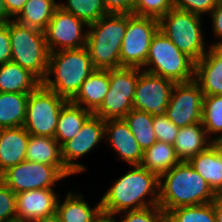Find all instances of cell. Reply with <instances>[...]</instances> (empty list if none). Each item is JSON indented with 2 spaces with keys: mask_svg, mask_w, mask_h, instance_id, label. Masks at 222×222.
I'll list each match as a JSON object with an SVG mask.
<instances>
[{
  "mask_svg": "<svg viewBox=\"0 0 222 222\" xmlns=\"http://www.w3.org/2000/svg\"><path fill=\"white\" fill-rule=\"evenodd\" d=\"M131 167L100 199L103 211L120 215L159 205V176L141 165Z\"/></svg>",
  "mask_w": 222,
  "mask_h": 222,
  "instance_id": "obj_1",
  "label": "cell"
},
{
  "mask_svg": "<svg viewBox=\"0 0 222 222\" xmlns=\"http://www.w3.org/2000/svg\"><path fill=\"white\" fill-rule=\"evenodd\" d=\"M218 195L188 161L159 176V207L167 213L182 206L212 202Z\"/></svg>",
  "mask_w": 222,
  "mask_h": 222,
  "instance_id": "obj_2",
  "label": "cell"
},
{
  "mask_svg": "<svg viewBox=\"0 0 222 222\" xmlns=\"http://www.w3.org/2000/svg\"><path fill=\"white\" fill-rule=\"evenodd\" d=\"M95 70L86 47L50 52L47 76L42 84L71 101Z\"/></svg>",
  "mask_w": 222,
  "mask_h": 222,
  "instance_id": "obj_3",
  "label": "cell"
},
{
  "mask_svg": "<svg viewBox=\"0 0 222 222\" xmlns=\"http://www.w3.org/2000/svg\"><path fill=\"white\" fill-rule=\"evenodd\" d=\"M127 28V14H107L88 25L86 48L95 69L120 67V50Z\"/></svg>",
  "mask_w": 222,
  "mask_h": 222,
  "instance_id": "obj_4",
  "label": "cell"
},
{
  "mask_svg": "<svg viewBox=\"0 0 222 222\" xmlns=\"http://www.w3.org/2000/svg\"><path fill=\"white\" fill-rule=\"evenodd\" d=\"M11 62L28 69L41 82L46 78L49 62L44 31L9 20Z\"/></svg>",
  "mask_w": 222,
  "mask_h": 222,
  "instance_id": "obj_5",
  "label": "cell"
},
{
  "mask_svg": "<svg viewBox=\"0 0 222 222\" xmlns=\"http://www.w3.org/2000/svg\"><path fill=\"white\" fill-rule=\"evenodd\" d=\"M202 19L199 15L176 8L170 9L159 19V29L163 34L195 63L210 48V45H205Z\"/></svg>",
  "mask_w": 222,
  "mask_h": 222,
  "instance_id": "obj_6",
  "label": "cell"
},
{
  "mask_svg": "<svg viewBox=\"0 0 222 222\" xmlns=\"http://www.w3.org/2000/svg\"><path fill=\"white\" fill-rule=\"evenodd\" d=\"M143 68L148 73L180 83L194 79L195 62L159 29L152 38Z\"/></svg>",
  "mask_w": 222,
  "mask_h": 222,
  "instance_id": "obj_7",
  "label": "cell"
},
{
  "mask_svg": "<svg viewBox=\"0 0 222 222\" xmlns=\"http://www.w3.org/2000/svg\"><path fill=\"white\" fill-rule=\"evenodd\" d=\"M67 102L41 83L29 93L23 127L31 135L55 138L58 116Z\"/></svg>",
  "mask_w": 222,
  "mask_h": 222,
  "instance_id": "obj_8",
  "label": "cell"
},
{
  "mask_svg": "<svg viewBox=\"0 0 222 222\" xmlns=\"http://www.w3.org/2000/svg\"><path fill=\"white\" fill-rule=\"evenodd\" d=\"M140 69H109V89L100 108L94 113L104 121L123 119L133 109V99Z\"/></svg>",
  "mask_w": 222,
  "mask_h": 222,
  "instance_id": "obj_9",
  "label": "cell"
},
{
  "mask_svg": "<svg viewBox=\"0 0 222 222\" xmlns=\"http://www.w3.org/2000/svg\"><path fill=\"white\" fill-rule=\"evenodd\" d=\"M158 30V19L127 14V28L120 50V67L143 69L150 43Z\"/></svg>",
  "mask_w": 222,
  "mask_h": 222,
  "instance_id": "obj_10",
  "label": "cell"
},
{
  "mask_svg": "<svg viewBox=\"0 0 222 222\" xmlns=\"http://www.w3.org/2000/svg\"><path fill=\"white\" fill-rule=\"evenodd\" d=\"M67 178L56 166L24 160L8 168L0 180L15 194L28 190L55 188L56 182Z\"/></svg>",
  "mask_w": 222,
  "mask_h": 222,
  "instance_id": "obj_11",
  "label": "cell"
},
{
  "mask_svg": "<svg viewBox=\"0 0 222 222\" xmlns=\"http://www.w3.org/2000/svg\"><path fill=\"white\" fill-rule=\"evenodd\" d=\"M87 29L84 21L58 6L44 30L49 52L86 47Z\"/></svg>",
  "mask_w": 222,
  "mask_h": 222,
  "instance_id": "obj_12",
  "label": "cell"
},
{
  "mask_svg": "<svg viewBox=\"0 0 222 222\" xmlns=\"http://www.w3.org/2000/svg\"><path fill=\"white\" fill-rule=\"evenodd\" d=\"M202 105L203 92L194 79L175 83L166 109V117L178 128L201 123Z\"/></svg>",
  "mask_w": 222,
  "mask_h": 222,
  "instance_id": "obj_13",
  "label": "cell"
},
{
  "mask_svg": "<svg viewBox=\"0 0 222 222\" xmlns=\"http://www.w3.org/2000/svg\"><path fill=\"white\" fill-rule=\"evenodd\" d=\"M175 82L140 69L132 102L133 109L155 116L166 115Z\"/></svg>",
  "mask_w": 222,
  "mask_h": 222,
  "instance_id": "obj_14",
  "label": "cell"
},
{
  "mask_svg": "<svg viewBox=\"0 0 222 222\" xmlns=\"http://www.w3.org/2000/svg\"><path fill=\"white\" fill-rule=\"evenodd\" d=\"M103 139H105V121L92 114L82 125L79 133L61 147L65 167L73 175L86 171L85 165L76 160L96 148Z\"/></svg>",
  "mask_w": 222,
  "mask_h": 222,
  "instance_id": "obj_15",
  "label": "cell"
},
{
  "mask_svg": "<svg viewBox=\"0 0 222 222\" xmlns=\"http://www.w3.org/2000/svg\"><path fill=\"white\" fill-rule=\"evenodd\" d=\"M53 188L36 189L16 194L17 221L32 222L56 214L60 196Z\"/></svg>",
  "mask_w": 222,
  "mask_h": 222,
  "instance_id": "obj_16",
  "label": "cell"
},
{
  "mask_svg": "<svg viewBox=\"0 0 222 222\" xmlns=\"http://www.w3.org/2000/svg\"><path fill=\"white\" fill-rule=\"evenodd\" d=\"M105 138L110 148L117 153L119 160L125 161L130 166L141 164L144 151L124 119L106 120Z\"/></svg>",
  "mask_w": 222,
  "mask_h": 222,
  "instance_id": "obj_17",
  "label": "cell"
},
{
  "mask_svg": "<svg viewBox=\"0 0 222 222\" xmlns=\"http://www.w3.org/2000/svg\"><path fill=\"white\" fill-rule=\"evenodd\" d=\"M194 80L203 96L222 95V52L218 48L210 47L195 63Z\"/></svg>",
  "mask_w": 222,
  "mask_h": 222,
  "instance_id": "obj_18",
  "label": "cell"
},
{
  "mask_svg": "<svg viewBox=\"0 0 222 222\" xmlns=\"http://www.w3.org/2000/svg\"><path fill=\"white\" fill-rule=\"evenodd\" d=\"M29 136L23 126L0 129V175L26 160Z\"/></svg>",
  "mask_w": 222,
  "mask_h": 222,
  "instance_id": "obj_19",
  "label": "cell"
},
{
  "mask_svg": "<svg viewBox=\"0 0 222 222\" xmlns=\"http://www.w3.org/2000/svg\"><path fill=\"white\" fill-rule=\"evenodd\" d=\"M109 85V69H96L82 83L80 90L71 102L94 114L103 103Z\"/></svg>",
  "mask_w": 222,
  "mask_h": 222,
  "instance_id": "obj_20",
  "label": "cell"
},
{
  "mask_svg": "<svg viewBox=\"0 0 222 222\" xmlns=\"http://www.w3.org/2000/svg\"><path fill=\"white\" fill-rule=\"evenodd\" d=\"M190 165L205 179L212 190L222 196V148L214 142L205 151L189 161Z\"/></svg>",
  "mask_w": 222,
  "mask_h": 222,
  "instance_id": "obj_21",
  "label": "cell"
},
{
  "mask_svg": "<svg viewBox=\"0 0 222 222\" xmlns=\"http://www.w3.org/2000/svg\"><path fill=\"white\" fill-rule=\"evenodd\" d=\"M26 160L56 166L66 177L73 175L62 159V149L55 138L47 136H29Z\"/></svg>",
  "mask_w": 222,
  "mask_h": 222,
  "instance_id": "obj_22",
  "label": "cell"
},
{
  "mask_svg": "<svg viewBox=\"0 0 222 222\" xmlns=\"http://www.w3.org/2000/svg\"><path fill=\"white\" fill-rule=\"evenodd\" d=\"M213 143L203 125L201 123H194L179 128L173 146L180 161H189L200 152L205 151Z\"/></svg>",
  "mask_w": 222,
  "mask_h": 222,
  "instance_id": "obj_23",
  "label": "cell"
},
{
  "mask_svg": "<svg viewBox=\"0 0 222 222\" xmlns=\"http://www.w3.org/2000/svg\"><path fill=\"white\" fill-rule=\"evenodd\" d=\"M81 193L68 191L65 199L61 202L58 198L56 215L60 222H92L102 210L101 200L91 208L84 200Z\"/></svg>",
  "mask_w": 222,
  "mask_h": 222,
  "instance_id": "obj_24",
  "label": "cell"
},
{
  "mask_svg": "<svg viewBox=\"0 0 222 222\" xmlns=\"http://www.w3.org/2000/svg\"><path fill=\"white\" fill-rule=\"evenodd\" d=\"M42 82L28 69L14 62L0 65V92H33Z\"/></svg>",
  "mask_w": 222,
  "mask_h": 222,
  "instance_id": "obj_25",
  "label": "cell"
},
{
  "mask_svg": "<svg viewBox=\"0 0 222 222\" xmlns=\"http://www.w3.org/2000/svg\"><path fill=\"white\" fill-rule=\"evenodd\" d=\"M91 115L90 111L73 104L71 101L62 107L55 131V140L61 147L79 133L82 125Z\"/></svg>",
  "mask_w": 222,
  "mask_h": 222,
  "instance_id": "obj_26",
  "label": "cell"
},
{
  "mask_svg": "<svg viewBox=\"0 0 222 222\" xmlns=\"http://www.w3.org/2000/svg\"><path fill=\"white\" fill-rule=\"evenodd\" d=\"M29 94L0 92V129L22 127Z\"/></svg>",
  "mask_w": 222,
  "mask_h": 222,
  "instance_id": "obj_27",
  "label": "cell"
},
{
  "mask_svg": "<svg viewBox=\"0 0 222 222\" xmlns=\"http://www.w3.org/2000/svg\"><path fill=\"white\" fill-rule=\"evenodd\" d=\"M179 162L174 146L157 140L151 147L144 150L140 165L160 176Z\"/></svg>",
  "mask_w": 222,
  "mask_h": 222,
  "instance_id": "obj_28",
  "label": "cell"
},
{
  "mask_svg": "<svg viewBox=\"0 0 222 222\" xmlns=\"http://www.w3.org/2000/svg\"><path fill=\"white\" fill-rule=\"evenodd\" d=\"M57 7L51 0H27L14 20L22 25L44 31Z\"/></svg>",
  "mask_w": 222,
  "mask_h": 222,
  "instance_id": "obj_29",
  "label": "cell"
},
{
  "mask_svg": "<svg viewBox=\"0 0 222 222\" xmlns=\"http://www.w3.org/2000/svg\"><path fill=\"white\" fill-rule=\"evenodd\" d=\"M123 119L143 151L157 142L151 114L132 109Z\"/></svg>",
  "mask_w": 222,
  "mask_h": 222,
  "instance_id": "obj_30",
  "label": "cell"
},
{
  "mask_svg": "<svg viewBox=\"0 0 222 222\" xmlns=\"http://www.w3.org/2000/svg\"><path fill=\"white\" fill-rule=\"evenodd\" d=\"M201 124L213 142L222 139V95L203 96Z\"/></svg>",
  "mask_w": 222,
  "mask_h": 222,
  "instance_id": "obj_31",
  "label": "cell"
},
{
  "mask_svg": "<svg viewBox=\"0 0 222 222\" xmlns=\"http://www.w3.org/2000/svg\"><path fill=\"white\" fill-rule=\"evenodd\" d=\"M59 7L72 13L87 25L95 23L108 14L102 0H67Z\"/></svg>",
  "mask_w": 222,
  "mask_h": 222,
  "instance_id": "obj_32",
  "label": "cell"
},
{
  "mask_svg": "<svg viewBox=\"0 0 222 222\" xmlns=\"http://www.w3.org/2000/svg\"><path fill=\"white\" fill-rule=\"evenodd\" d=\"M166 222H216L212 202L182 206L166 213Z\"/></svg>",
  "mask_w": 222,
  "mask_h": 222,
  "instance_id": "obj_33",
  "label": "cell"
},
{
  "mask_svg": "<svg viewBox=\"0 0 222 222\" xmlns=\"http://www.w3.org/2000/svg\"><path fill=\"white\" fill-rule=\"evenodd\" d=\"M172 8L171 0H136L134 14L159 20Z\"/></svg>",
  "mask_w": 222,
  "mask_h": 222,
  "instance_id": "obj_34",
  "label": "cell"
},
{
  "mask_svg": "<svg viewBox=\"0 0 222 222\" xmlns=\"http://www.w3.org/2000/svg\"><path fill=\"white\" fill-rule=\"evenodd\" d=\"M119 222H166V213L159 206L124 211Z\"/></svg>",
  "mask_w": 222,
  "mask_h": 222,
  "instance_id": "obj_35",
  "label": "cell"
},
{
  "mask_svg": "<svg viewBox=\"0 0 222 222\" xmlns=\"http://www.w3.org/2000/svg\"><path fill=\"white\" fill-rule=\"evenodd\" d=\"M16 194L0 180V222H15Z\"/></svg>",
  "mask_w": 222,
  "mask_h": 222,
  "instance_id": "obj_36",
  "label": "cell"
},
{
  "mask_svg": "<svg viewBox=\"0 0 222 222\" xmlns=\"http://www.w3.org/2000/svg\"><path fill=\"white\" fill-rule=\"evenodd\" d=\"M153 127L156 139L164 143L174 144L179 128L166 115L155 116Z\"/></svg>",
  "mask_w": 222,
  "mask_h": 222,
  "instance_id": "obj_37",
  "label": "cell"
},
{
  "mask_svg": "<svg viewBox=\"0 0 222 222\" xmlns=\"http://www.w3.org/2000/svg\"><path fill=\"white\" fill-rule=\"evenodd\" d=\"M173 8L189 11L193 14L203 16L212 12L220 0H171Z\"/></svg>",
  "mask_w": 222,
  "mask_h": 222,
  "instance_id": "obj_38",
  "label": "cell"
},
{
  "mask_svg": "<svg viewBox=\"0 0 222 222\" xmlns=\"http://www.w3.org/2000/svg\"><path fill=\"white\" fill-rule=\"evenodd\" d=\"M108 14H134L136 0H102Z\"/></svg>",
  "mask_w": 222,
  "mask_h": 222,
  "instance_id": "obj_39",
  "label": "cell"
},
{
  "mask_svg": "<svg viewBox=\"0 0 222 222\" xmlns=\"http://www.w3.org/2000/svg\"><path fill=\"white\" fill-rule=\"evenodd\" d=\"M7 62H11L9 21L6 24H0V65Z\"/></svg>",
  "mask_w": 222,
  "mask_h": 222,
  "instance_id": "obj_40",
  "label": "cell"
},
{
  "mask_svg": "<svg viewBox=\"0 0 222 222\" xmlns=\"http://www.w3.org/2000/svg\"><path fill=\"white\" fill-rule=\"evenodd\" d=\"M209 16V18H212V32L219 40L211 44L210 47L218 48L220 45H222V0L217 3Z\"/></svg>",
  "mask_w": 222,
  "mask_h": 222,
  "instance_id": "obj_41",
  "label": "cell"
},
{
  "mask_svg": "<svg viewBox=\"0 0 222 222\" xmlns=\"http://www.w3.org/2000/svg\"><path fill=\"white\" fill-rule=\"evenodd\" d=\"M27 0H4L8 15L14 19L23 9Z\"/></svg>",
  "mask_w": 222,
  "mask_h": 222,
  "instance_id": "obj_42",
  "label": "cell"
},
{
  "mask_svg": "<svg viewBox=\"0 0 222 222\" xmlns=\"http://www.w3.org/2000/svg\"><path fill=\"white\" fill-rule=\"evenodd\" d=\"M216 222H222V196H217L213 201Z\"/></svg>",
  "mask_w": 222,
  "mask_h": 222,
  "instance_id": "obj_43",
  "label": "cell"
},
{
  "mask_svg": "<svg viewBox=\"0 0 222 222\" xmlns=\"http://www.w3.org/2000/svg\"><path fill=\"white\" fill-rule=\"evenodd\" d=\"M114 217H116V214L101 210L92 222H117L116 218Z\"/></svg>",
  "mask_w": 222,
  "mask_h": 222,
  "instance_id": "obj_44",
  "label": "cell"
},
{
  "mask_svg": "<svg viewBox=\"0 0 222 222\" xmlns=\"http://www.w3.org/2000/svg\"><path fill=\"white\" fill-rule=\"evenodd\" d=\"M11 19L6 11L4 0H0V24H6Z\"/></svg>",
  "mask_w": 222,
  "mask_h": 222,
  "instance_id": "obj_45",
  "label": "cell"
},
{
  "mask_svg": "<svg viewBox=\"0 0 222 222\" xmlns=\"http://www.w3.org/2000/svg\"><path fill=\"white\" fill-rule=\"evenodd\" d=\"M32 222H60L58 216L56 214L49 216V217H43L40 219L33 220Z\"/></svg>",
  "mask_w": 222,
  "mask_h": 222,
  "instance_id": "obj_46",
  "label": "cell"
},
{
  "mask_svg": "<svg viewBox=\"0 0 222 222\" xmlns=\"http://www.w3.org/2000/svg\"><path fill=\"white\" fill-rule=\"evenodd\" d=\"M52 2H54L57 6H60L62 2H57L55 0H51Z\"/></svg>",
  "mask_w": 222,
  "mask_h": 222,
  "instance_id": "obj_47",
  "label": "cell"
},
{
  "mask_svg": "<svg viewBox=\"0 0 222 222\" xmlns=\"http://www.w3.org/2000/svg\"><path fill=\"white\" fill-rule=\"evenodd\" d=\"M220 146H221V148H222V139L219 141V142H217Z\"/></svg>",
  "mask_w": 222,
  "mask_h": 222,
  "instance_id": "obj_48",
  "label": "cell"
},
{
  "mask_svg": "<svg viewBox=\"0 0 222 222\" xmlns=\"http://www.w3.org/2000/svg\"><path fill=\"white\" fill-rule=\"evenodd\" d=\"M218 49L222 52V45H220V46L218 47Z\"/></svg>",
  "mask_w": 222,
  "mask_h": 222,
  "instance_id": "obj_49",
  "label": "cell"
}]
</instances>
